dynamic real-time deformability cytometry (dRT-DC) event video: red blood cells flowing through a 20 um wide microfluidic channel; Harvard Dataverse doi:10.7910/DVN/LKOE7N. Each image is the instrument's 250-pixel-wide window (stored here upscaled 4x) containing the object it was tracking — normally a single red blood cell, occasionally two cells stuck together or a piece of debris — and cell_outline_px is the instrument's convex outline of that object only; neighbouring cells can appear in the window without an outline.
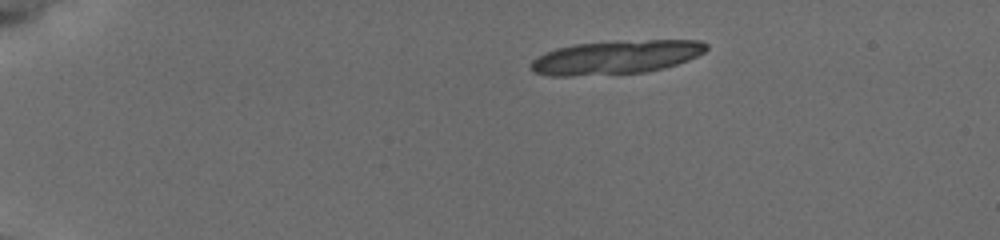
{"species": "common noctule bat (a hibernating species)", "species_latin": "Nyctalus noctula", "temperature_condition": "cold", "stored_images_in_passage": 13, "camera_frame_rate_fps": 3000, "um_per_image_px": 0.085, "animal": {"sex": "female", "body_mass_g": 19.5, "forearm_length_mm": 54.1}, "frame": {"image": 1, "passage_image": 1, "time_ms": 0.0, "image_size_px": [1000, 240], "cell_outline_px": [[708, 48], [704, 52], [688, 60], [664, 68], [644, 72], [572, 76], [548, 76], [532, 72], [532, 60], [536, 56], [544, 52], [556, 48], [572, 44], [648, 40], [700, 40], [708, 44]], "centroid_in_image_um": [52.34, 4.87], "position_along_channel_um": 32.7, "area_um2": 34.39}}